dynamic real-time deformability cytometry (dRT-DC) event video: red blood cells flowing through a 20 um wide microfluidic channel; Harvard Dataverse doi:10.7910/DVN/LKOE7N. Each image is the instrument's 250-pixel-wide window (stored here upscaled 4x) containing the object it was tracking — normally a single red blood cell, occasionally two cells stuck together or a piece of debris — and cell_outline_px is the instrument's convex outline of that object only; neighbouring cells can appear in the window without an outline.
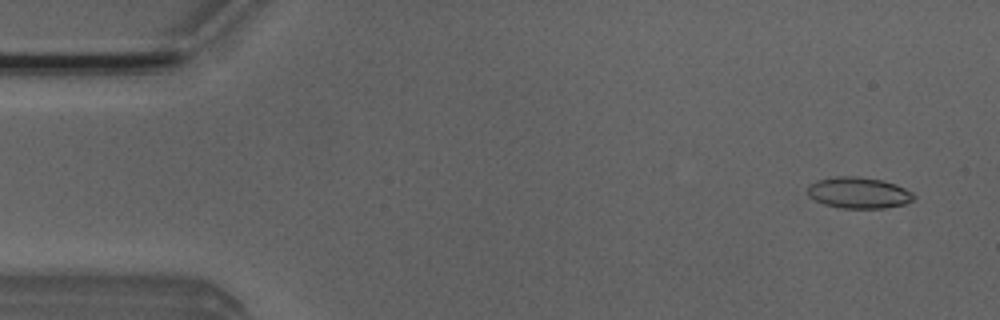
{"species": "Egyptian fruit bat (a non-hibernating species)", "species_latin": "Rousettus aegyptiacus", "temperature_condition": "room temperature", "stored_images_in_passage": 48, "camera_frame_rate_fps": 3000, "um_per_image_px": 0.085, "animal": {"sex": "male"}, "frame": {"image": 1, "passage_image": 3, "time_ms": 0.667, "image_size_px": [1000, 320], "cell_outline_px": [[916, 196], [912, 200], [904, 204], [884, 208], [840, 208], [824, 204], [808, 196], [808, 184], [816, 180], [836, 176], [860, 176], [880, 180], [896, 184], [912, 192]], "centroid_in_image_um": [72.96, 16.38], "position_along_channel_um": 12.0, "area_um2": 19.36}}
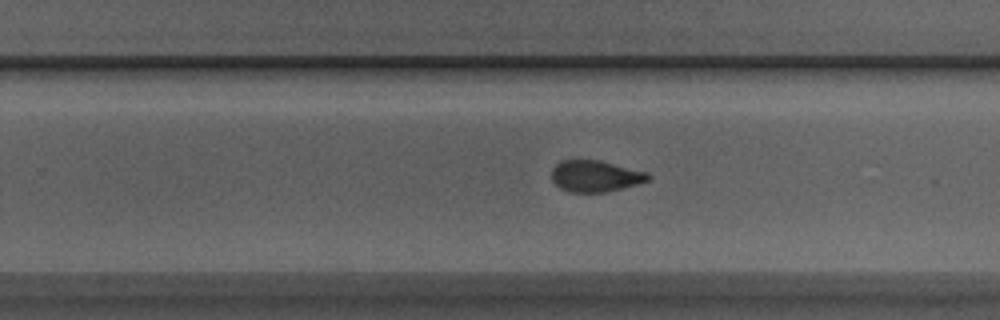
{"frame": {"image": 2, "passage_image": 32, "time_ms": 10.333, "image_size_px": [1000, 320], "cell_outline_px": [[652, 180], [608, 192], [568, 192], [560, 188], [552, 180], [552, 168], [560, 160], [600, 160], [648, 172], [652, 176]], "centroid_in_image_um": [50.64, 14.97], "position_along_channel_um": 279.2, "area_um2": 17.92}}
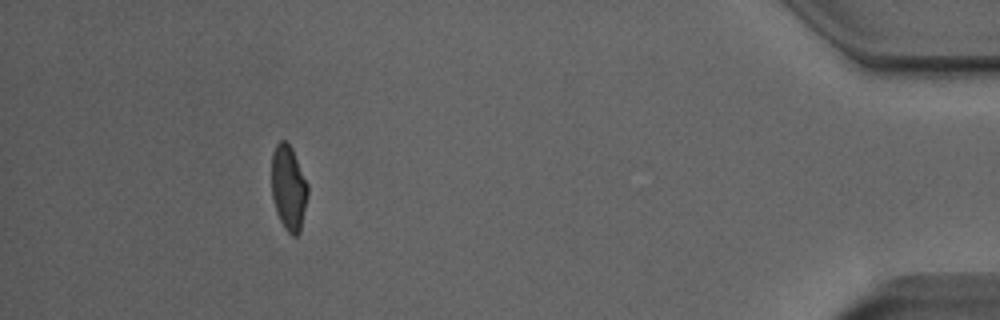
{"frame": {"image": 3, "passage_image": 47, "time_ms": 15.333, "image_size_px": [1000, 320], "cell_outline_px": [[308, 196], [300, 232], [296, 236], [292, 236], [284, 228], [276, 212], [272, 200], [272, 152], [276, 144], [280, 140], [284, 140], [292, 148], [308, 184]], "centroid_in_image_um": [24.53, 15.98], "position_along_channel_um": 410.7, "area_um2": 18.09}}